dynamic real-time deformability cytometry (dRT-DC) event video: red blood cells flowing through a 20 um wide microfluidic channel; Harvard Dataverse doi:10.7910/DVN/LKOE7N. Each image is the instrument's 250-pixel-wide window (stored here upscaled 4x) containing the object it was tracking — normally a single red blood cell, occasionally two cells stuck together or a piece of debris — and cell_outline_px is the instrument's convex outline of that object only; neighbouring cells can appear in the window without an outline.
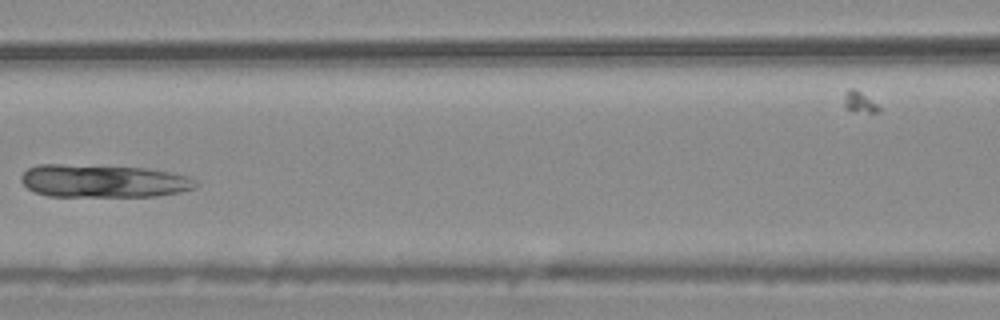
{"species": "common noctule bat (a hibernating species)", "species_latin": "Nyctalus noctula", "temperature_condition": "warm", "stored_images_in_passage": 5, "camera_frame_rate_fps": 3000, "um_per_image_px": 0.085, "animal": {"sex": "male", "body_mass_g": 20.4}, "frame": {"image": 1, "passage_image": 5, "time_ms": 1.333, "image_size_px": [1000, 320], "cell_outline_px": [[200, 184], [196, 188], [180, 192], [152, 196], [48, 196], [36, 192], [28, 188], [20, 180], [20, 176], [28, 168], [36, 164], [64, 164], [148, 168], [172, 172], [188, 176], [196, 180]], "centroid_in_image_um": [8.81, 15.38], "position_along_channel_um": 157.8, "area_um2": 33.7}}